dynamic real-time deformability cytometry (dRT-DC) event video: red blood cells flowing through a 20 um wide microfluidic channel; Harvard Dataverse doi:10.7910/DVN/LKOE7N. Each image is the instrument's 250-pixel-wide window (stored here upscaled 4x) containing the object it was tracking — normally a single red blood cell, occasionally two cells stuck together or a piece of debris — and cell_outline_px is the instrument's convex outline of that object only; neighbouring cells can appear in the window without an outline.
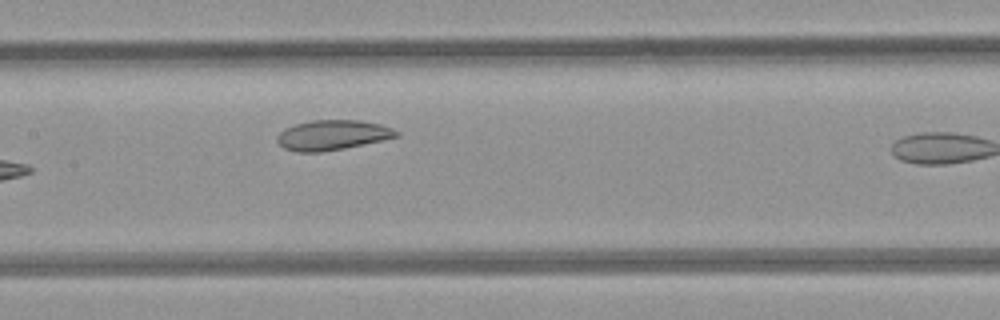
{"species": "common noctule bat (a hibernating species)", "species_latin": "Nyctalus noctula", "temperature_condition": "room temperature", "stored_images_in_passage": 6, "camera_frame_rate_fps": 3000, "um_per_image_px": 0.085, "animal": {"sex": "female", "body_mass_g": 21.9}, "frame": {"image": 1, "passage_image": 5, "time_ms": 4.667, "image_size_px": [1000, 320], "cell_outline_px": [[400, 136], [344, 148], [320, 152], [296, 152], [284, 148], [276, 140], [276, 136], [284, 128], [296, 124], [312, 120], [360, 120], [380, 124], [392, 128], [400, 132]], "centroid_in_image_um": [28.25, 11.47], "position_along_channel_um": 179.2, "area_um2": 20.81}}